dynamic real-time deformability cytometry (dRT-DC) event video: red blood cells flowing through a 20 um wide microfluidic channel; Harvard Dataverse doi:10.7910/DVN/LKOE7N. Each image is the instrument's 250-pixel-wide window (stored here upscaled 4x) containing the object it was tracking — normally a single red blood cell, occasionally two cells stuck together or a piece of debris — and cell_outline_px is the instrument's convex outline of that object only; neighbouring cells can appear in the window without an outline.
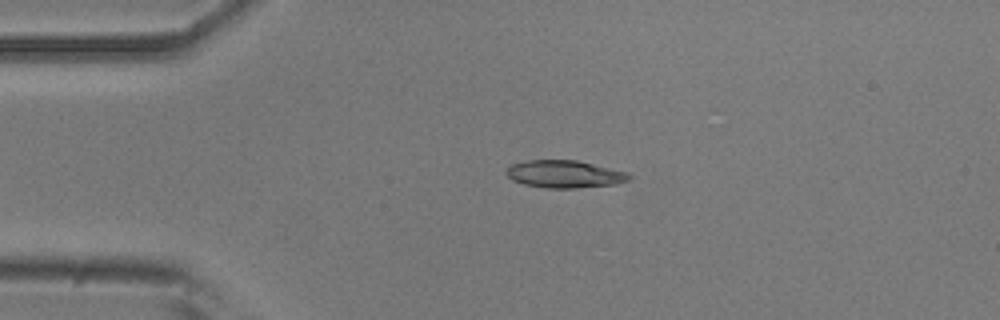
{"species": "common noctule bat (a hibernating species)", "species_latin": "Nyctalus noctula", "temperature_condition": "room temperature", "stored_images_in_passage": 14, "camera_frame_rate_fps": 3000, "um_per_image_px": 0.085, "animal": {"sex": "male", "body_mass_g": 20.5, "forearm_length_mm": 52.5}, "frame": {"image": 1, "passage_image": 1, "time_ms": 0.0, "image_size_px": [1000, 320], "cell_outline_px": [[632, 176], [628, 180], [616, 184], [576, 188], [544, 188], [524, 184], [512, 180], [504, 172], [512, 164], [528, 160], [576, 160], [628, 172]], "centroid_in_image_um": [47.98, 14.8], "position_along_channel_um": 37.0, "area_um2": 19.65}}
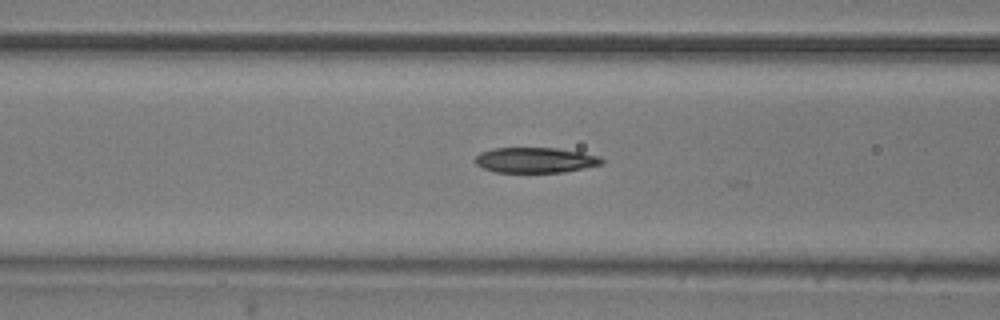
{"frame": {"image": 2, "passage_image": 10, "time_ms": 3.0, "image_size_px": [1000, 320], "cell_outline_px": [[604, 164], [564, 172], [496, 172], [484, 168], [476, 164], [476, 156], [480, 152], [492, 148], [556, 148], [580, 152], [600, 156], [604, 160]], "centroid_in_image_um": [45.53, 13.6], "position_along_channel_um": 121.1, "area_um2": 18.67}}
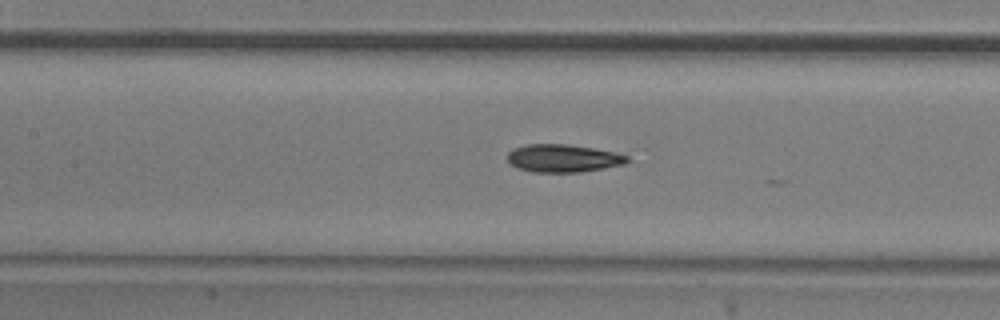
{"frame": {"image": 3, "passage_image": 13, "time_ms": 4.0, "image_size_px": [1000, 320], "cell_outline_px": [[632, 160], [624, 164], [604, 168], [580, 172], [532, 172], [520, 168], [512, 164], [508, 160], [508, 152], [512, 148], [528, 144], [568, 144], [616, 152], [628, 156]], "centroid_in_image_um": [47.9, 13.45], "position_along_channel_um": 159.5, "area_um2": 19.42}}